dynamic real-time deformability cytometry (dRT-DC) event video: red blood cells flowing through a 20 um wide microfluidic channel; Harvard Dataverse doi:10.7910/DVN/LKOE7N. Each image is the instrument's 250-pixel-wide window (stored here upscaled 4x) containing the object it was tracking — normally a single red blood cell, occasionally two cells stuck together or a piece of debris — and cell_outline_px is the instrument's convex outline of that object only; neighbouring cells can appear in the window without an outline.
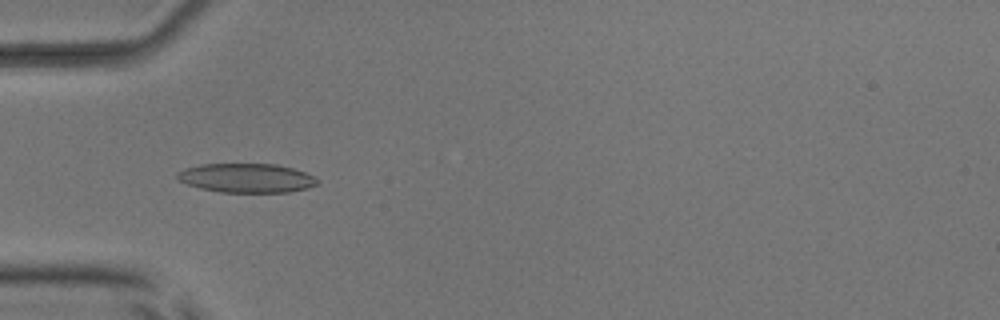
{"species": "common noctule bat (a hibernating species)", "species_latin": "Nyctalus noctula", "temperature_condition": "room temperature", "stored_images_in_passage": 51, "camera_frame_rate_fps": 3000, "um_per_image_px": 0.085, "animal": {"sex": "male", "body_mass_g": 17.9, "forearm_length_mm": 54.2}, "frame": {"image": 1, "passage_image": 18, "time_ms": 5.667, "image_size_px": [1000, 320], "cell_outline_px": [[320, 184], [308, 188], [288, 192], [220, 192], [200, 188], [188, 184], [180, 180], [176, 176], [176, 172], [184, 168], [200, 164], [276, 164], [292, 168], [304, 172], [320, 180]], "centroid_in_image_um": [20.97, 15.13], "position_along_channel_um": 64.0, "area_um2": 23.81}}
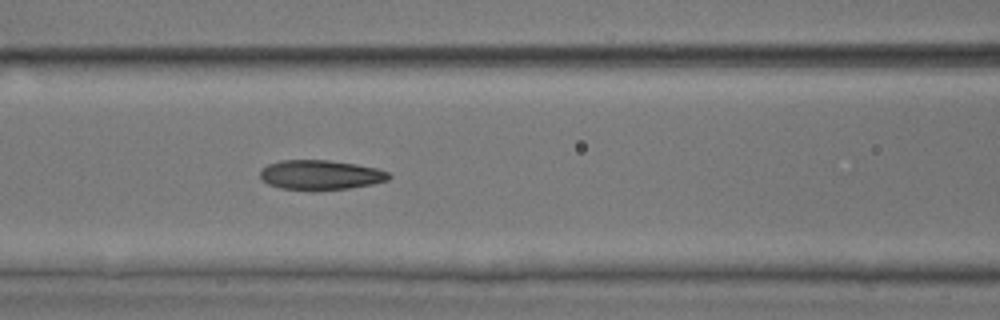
{"frame": {"image": 2, "passage_image": 24, "time_ms": 7.667, "image_size_px": [1000, 320], "cell_outline_px": [[392, 176], [388, 180], [372, 184], [348, 188], [312, 192], [280, 188], [268, 184], [260, 176], [260, 172], [268, 164], [280, 160], [328, 160], [356, 164], [376, 168], [388, 172]], "centroid_in_image_um": [27.24, 14.89], "position_along_channel_um": 139.4, "area_um2": 22.54}}
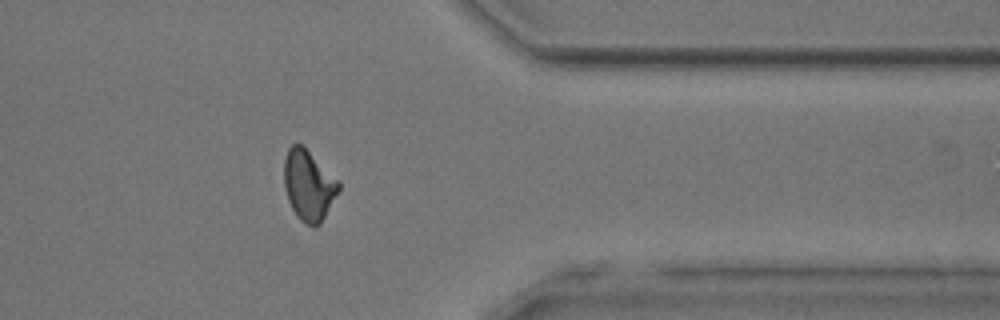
{"frame": {"image": 3, "passage_image": 44, "time_ms": 14.333, "image_size_px": [1000, 320], "cell_outline_px": [[340, 188], [320, 224], [316, 228], [312, 228], [304, 224], [296, 216], [288, 200], [284, 188], [284, 160], [288, 148], [292, 144], [304, 144], [340, 180]], "centroid_in_image_um": [26.24, 15.73], "position_along_channel_um": 385.2, "area_um2": 23.0}}